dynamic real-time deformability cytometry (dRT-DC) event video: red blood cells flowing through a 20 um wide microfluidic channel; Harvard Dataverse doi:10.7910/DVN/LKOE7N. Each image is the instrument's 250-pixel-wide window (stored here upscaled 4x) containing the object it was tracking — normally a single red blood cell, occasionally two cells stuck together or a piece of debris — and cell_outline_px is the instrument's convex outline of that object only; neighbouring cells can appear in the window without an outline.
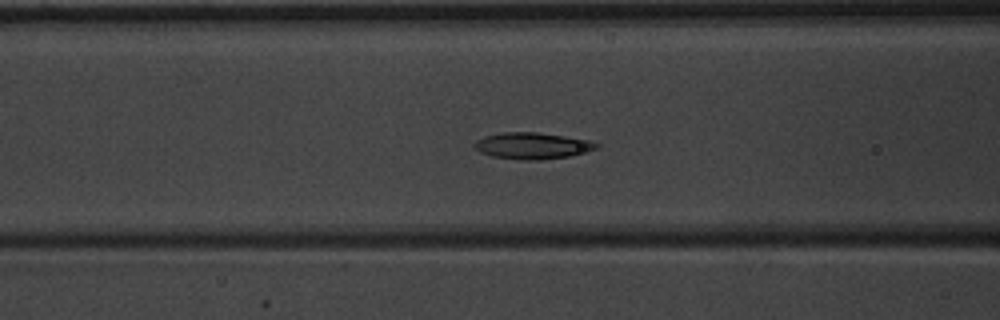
{"species": "common noctule bat (a hibernating species)", "species_latin": "Nyctalus noctula", "temperature_condition": "warm", "stored_images_in_passage": 39, "camera_frame_rate_fps": 3000, "um_per_image_px": 0.085, "animal": {"sex": "male", "body_mass_g": 20.1, "forearm_length_mm": 53.5}, "frame": {"image": 1, "passage_image": 9, "time_ms": 2.667, "image_size_px": [1000, 320], "cell_outline_px": [[600, 148], [588, 152], [568, 156], [540, 160], [524, 160], [492, 156], [480, 152], [472, 144], [476, 140], [484, 136], [504, 132], [536, 132], [564, 136], [588, 140], [600, 144]], "centroid_in_image_um": [45.27, 12.39], "position_along_channel_um": 121.3, "area_um2": 18.84}}
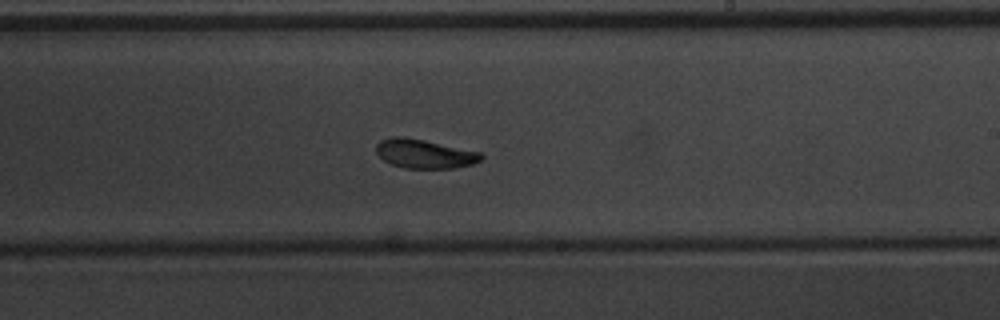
{"frame": {"image": 2, "passage_image": 19, "time_ms": 6.0, "image_size_px": [1000, 320], "cell_outline_px": [[484, 156], [480, 160], [472, 164], [452, 168], [404, 168], [392, 164], [384, 160], [376, 152], [376, 144], [380, 140], [392, 136], [400, 136], [424, 140], [480, 152]], "centroid_in_image_um": [36.05, 13.06], "position_along_channel_um": 252.9, "area_um2": 17.57}}
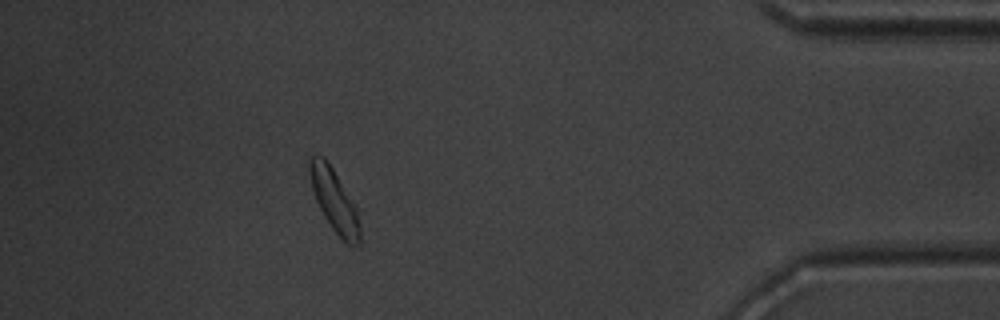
{"frame": {"image": 3, "passage_image": 34, "time_ms": 11.0, "image_size_px": [1000, 320], "cell_outline_px": [[360, 244], [352, 248], [332, 228], [324, 216], [316, 200], [312, 188], [308, 172], [308, 164], [312, 156], [316, 152], [324, 156], [360, 208]], "centroid_in_image_um": [28.47, 17.02], "position_along_channel_um": 406.7, "area_um2": 18.96}, "authors_computed_cell_mechanics": {"area_um2": 18.3226, "velocity_mm_per_s": 3.9469, "shape_relaxation_time_tau1_ms": 2.3147, "shape_relaxation_time_tau2_ms": 2.7385, "deformation_change_tau1": 0.1131, "deformation_change_tau2": 0.0706}}